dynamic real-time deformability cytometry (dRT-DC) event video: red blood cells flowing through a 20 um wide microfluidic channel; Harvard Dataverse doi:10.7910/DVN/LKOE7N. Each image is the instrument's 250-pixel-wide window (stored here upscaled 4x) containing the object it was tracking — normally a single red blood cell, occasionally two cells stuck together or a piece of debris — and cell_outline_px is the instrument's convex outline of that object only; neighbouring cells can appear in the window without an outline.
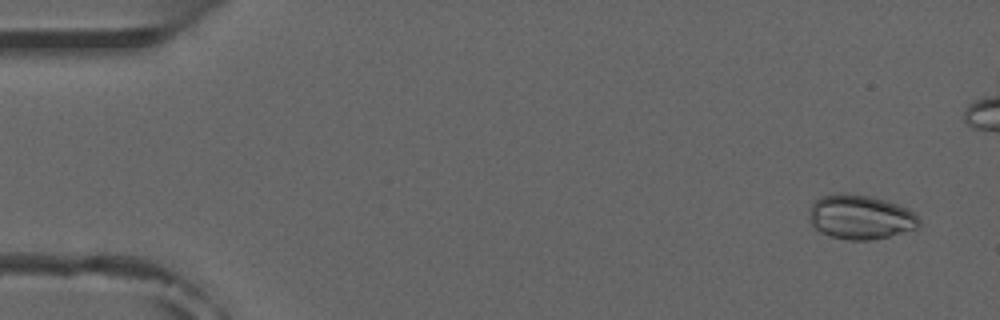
{"species": "common noctule bat (a hibernating species)", "species_latin": "Nyctalus noctula", "temperature_condition": "room temperature", "stored_images_in_passage": 5, "camera_frame_rate_fps": 3000, "um_per_image_px": 0.085, "animal": {"sex": "male", "forearm_length_mm": 52.5}, "frame": {"image": 1, "passage_image": 1, "time_ms": 0.0, "image_size_px": [1000, 320], "cell_outline_px": [[920, 228], [872, 240], [848, 240], [828, 236], [820, 232], [808, 220], [808, 212], [812, 204], [820, 196], [836, 192], [848, 192], [872, 196], [908, 208], [920, 220]], "centroid_in_image_um": [73.1, 18.44], "position_along_channel_um": 11.9, "area_um2": 28.9}}